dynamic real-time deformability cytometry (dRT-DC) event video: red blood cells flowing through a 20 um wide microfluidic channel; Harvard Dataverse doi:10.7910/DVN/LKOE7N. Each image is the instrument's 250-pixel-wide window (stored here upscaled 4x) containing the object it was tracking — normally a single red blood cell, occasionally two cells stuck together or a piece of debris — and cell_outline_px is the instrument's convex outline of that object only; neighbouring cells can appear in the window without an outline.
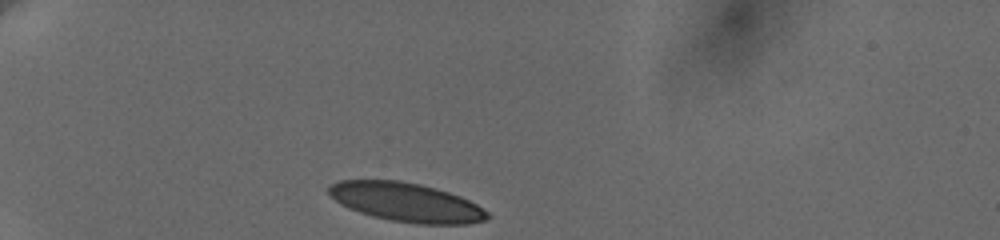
{"species": "human", "species_latin": "Homo sapiens", "temperature_condition": "cold", "stored_images_in_passage": 6, "camera_frame_rate_fps": 3000, "um_per_image_px": 0.085, "donor": {"sex": "female"}, "frame": {"image": 1, "passage_image": 1, "time_ms": 0.0, "image_size_px": [1000, 240], "cell_outline_px": [[492, 216], [488, 220], [468, 224], [416, 224], [392, 220], [372, 216], [348, 208], [340, 204], [328, 192], [328, 188], [332, 184], [340, 180], [400, 180], [420, 184], [436, 188], [460, 196], [476, 204], [488, 212]], "centroid_in_image_um": [34.57, 17.19], "position_along_channel_um": 50.4, "area_um2": 36.01}}
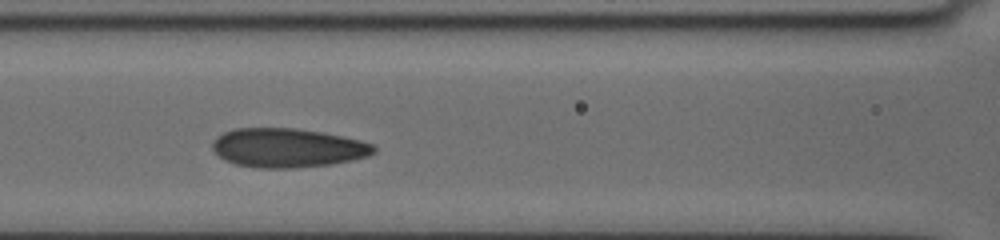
{"frame": {"image": 2, "passage_image": 5, "time_ms": 3.667, "image_size_px": [1000, 240], "cell_outline_px": [[376, 152], [368, 156], [352, 160], [332, 164], [292, 168], [256, 168], [236, 164], [224, 160], [212, 148], [212, 140], [216, 136], [232, 128], [296, 128], [344, 136], [376, 144]], "centroid_in_image_um": [24.45, 12.56], "position_along_channel_um": 142.1, "area_um2": 37.05}}
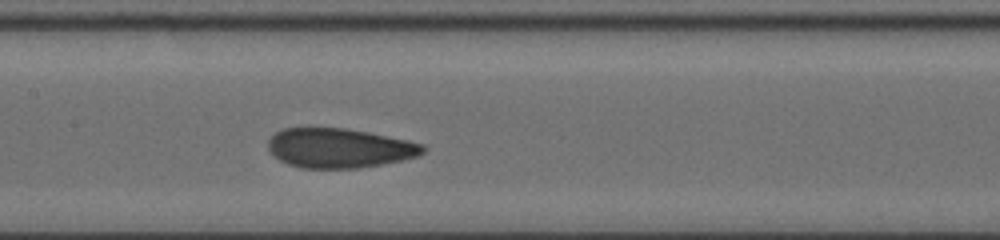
{"frame": {"image": 3, "passage_image": 6, "time_ms": 4.667, "image_size_px": [1000, 240], "cell_outline_px": [[428, 148], [424, 152], [416, 156], [400, 160], [360, 168], [304, 168], [288, 164], [280, 160], [268, 148], [268, 140], [276, 132], [284, 128], [344, 128], [368, 132], [408, 140], [424, 144]], "centroid_in_image_um": [28.86, 12.58], "position_along_channel_um": 178.5, "area_um2": 35.43}}